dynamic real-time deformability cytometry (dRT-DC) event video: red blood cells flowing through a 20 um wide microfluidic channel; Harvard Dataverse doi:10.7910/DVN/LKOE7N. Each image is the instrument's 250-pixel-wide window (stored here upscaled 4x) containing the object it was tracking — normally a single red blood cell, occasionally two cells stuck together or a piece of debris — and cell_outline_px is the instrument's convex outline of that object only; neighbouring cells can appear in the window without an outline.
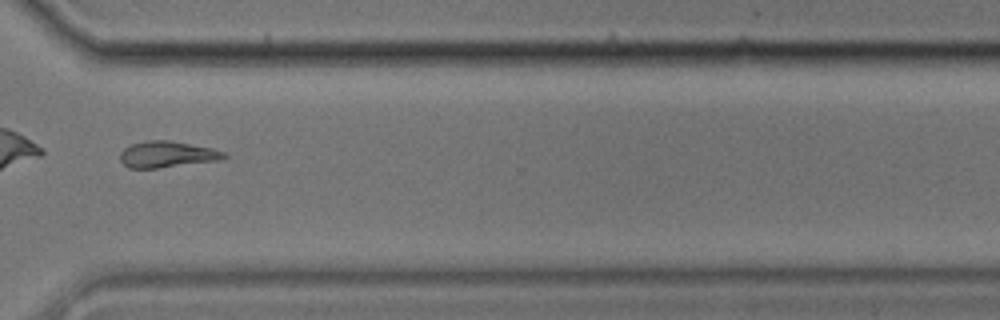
{"species": "common noctule bat (a hibernating species)", "species_latin": "Nyctalus noctula", "temperature_condition": "cold", "stored_images_in_passage": 52, "segment_of_instrument_passage": [2, 2], "camera_frame_rate_fps": 3000, "um_per_image_px": 0.085, "animal": {"sex": "male", "body_mass_g": 17.9}, "frame": {"image": 1, "passage_image": 39, "time_ms": 12.667, "image_size_px": [1000, 320], "cell_outline_px": [[228, 156], [224, 160], [156, 168], [128, 168], [120, 160], [120, 152], [124, 148], [132, 144], [144, 140], [168, 140], [212, 148], [224, 152]], "centroid_in_image_um": [14.21, 13.12], "position_along_channel_um": 356.4, "area_um2": 16.01}}